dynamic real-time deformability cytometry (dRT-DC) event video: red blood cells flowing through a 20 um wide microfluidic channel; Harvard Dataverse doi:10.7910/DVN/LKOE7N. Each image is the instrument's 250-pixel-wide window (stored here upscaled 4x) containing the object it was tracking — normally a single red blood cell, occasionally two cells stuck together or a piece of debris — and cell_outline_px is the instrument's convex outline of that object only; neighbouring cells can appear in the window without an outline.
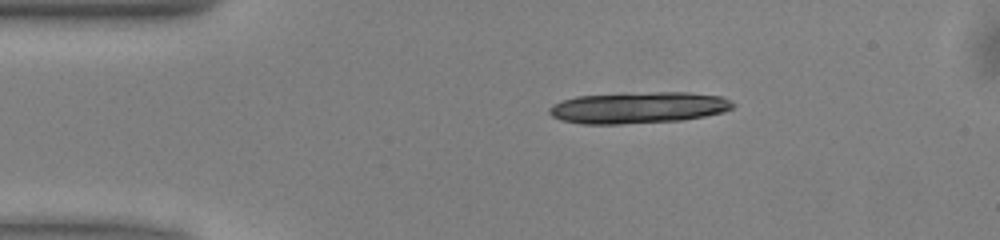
{"species": "common noctule bat (a hibernating species)", "species_latin": "Nyctalus noctula", "temperature_condition": "warm", "stored_images_in_passage": 41, "camera_frame_rate_fps": 3000, "um_per_image_px": 0.085, "animal": {"sex": "male", "body_mass_g": 13.0, "forearm_length_mm": 53.1}, "frame": {"image": 1, "passage_image": 1, "time_ms": 0.0, "image_size_px": [1000, 240], "cell_outline_px": [[736, 104], [732, 108], [724, 112], [684, 120], [620, 124], [580, 124], [560, 120], [552, 116], [548, 112], [548, 108], [552, 104], [560, 100], [576, 96], [656, 92], [688, 92], [720, 96], [732, 100]], "centroid_in_image_um": [54.25, 9.15], "position_along_channel_um": 30.7, "area_um2": 33.87}}
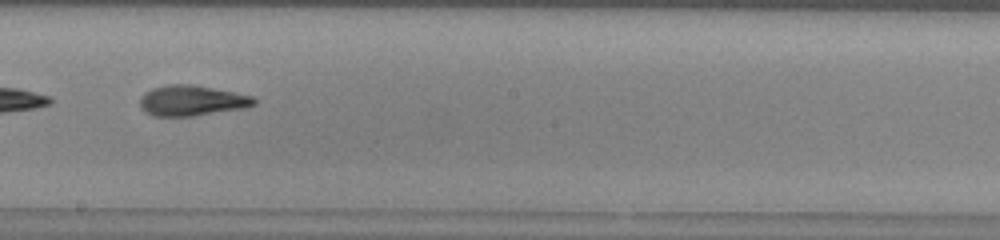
{"frame": {"image": 2, "passage_image": 20, "time_ms": 6.333, "image_size_px": [1000, 240], "cell_outline_px": [[256, 104], [244, 108], [192, 116], [152, 116], [140, 108], [140, 96], [144, 92], [152, 88], [168, 84], [192, 84], [252, 96], [256, 100]], "centroid_in_image_um": [16.25, 8.55], "position_along_channel_um": 231.9, "area_um2": 20.23}}
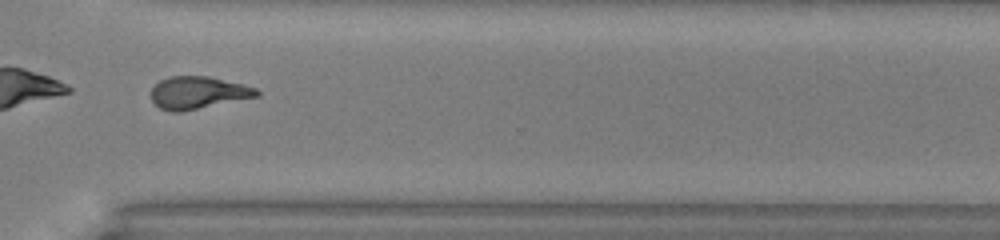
{"frame": {"image": 3, "passage_image": 29, "time_ms": 9.333, "image_size_px": [1000, 240], "cell_outline_px": [[260, 96], [180, 112], [172, 112], [160, 108], [152, 100], [152, 88], [160, 80], [168, 76], [208, 76], [244, 84], [256, 88], [260, 92]], "centroid_in_image_um": [16.85, 7.87], "position_along_channel_um": 353.7, "area_um2": 19.94}, "authors_computed_cell_mechanics": {"area_um2": 19.9988, "velocity_mm_per_s": 4.0556, "shape_relaxation_time_tau1_ms": 5.8867, "shape_relaxation_time_tau2_ms": 2.9448, "deformation_change_tau1": 0.2194, "deformation_change_tau2": 0.0939}}